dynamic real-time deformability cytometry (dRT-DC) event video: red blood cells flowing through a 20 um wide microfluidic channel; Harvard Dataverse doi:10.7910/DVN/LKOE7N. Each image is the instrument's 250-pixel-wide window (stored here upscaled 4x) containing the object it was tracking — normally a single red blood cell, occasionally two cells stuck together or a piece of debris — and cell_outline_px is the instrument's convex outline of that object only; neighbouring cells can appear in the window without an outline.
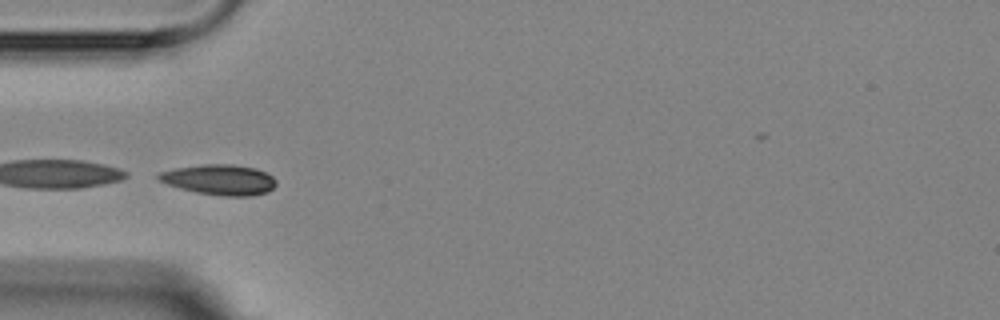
{"species": "Egyptian fruit bat (a non-hibernating species)", "species_latin": "Rousettus aegyptiacus", "temperature_condition": "room temperature", "stored_images_in_passage": 10, "camera_frame_rate_fps": 3000, "um_per_image_px": 0.085, "animal": {"sex": "female"}, "frame": {"image": 1, "passage_image": 1, "time_ms": 0.0, "image_size_px": [1000, 320], "cell_outline_px": [[276, 184], [268, 192], [252, 196], [224, 196], [196, 192], [180, 188], [168, 184], [160, 180], [156, 176], [160, 172], [172, 168], [204, 164], [232, 164], [256, 168], [272, 176], [276, 180]], "centroid_in_image_um": [18.67, 15.27], "position_along_channel_um": 66.3, "area_um2": 20.81}}
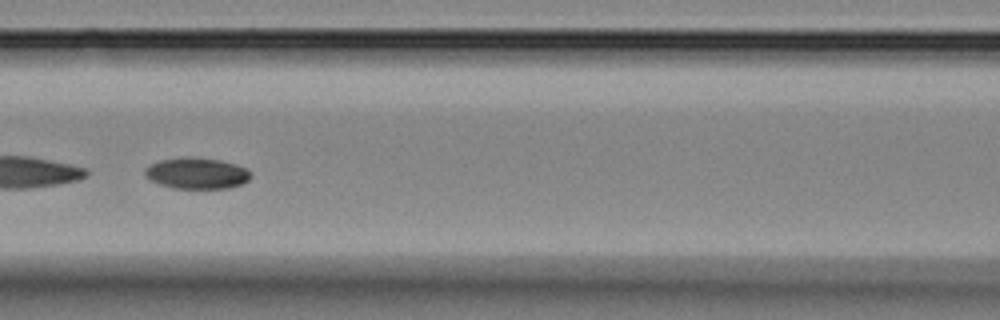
{"frame": {"image": 2, "passage_image": 3, "time_ms": 2.333, "image_size_px": [1000, 320], "cell_outline_px": [[252, 176], [248, 180], [240, 184], [228, 188], [172, 188], [148, 180], [144, 176], [144, 168], [148, 164], [160, 160], [184, 156], [192, 156], [220, 160], [236, 164], [252, 172]], "centroid_in_image_um": [16.67, 14.71], "position_along_channel_um": 149.9, "area_um2": 19.54}}
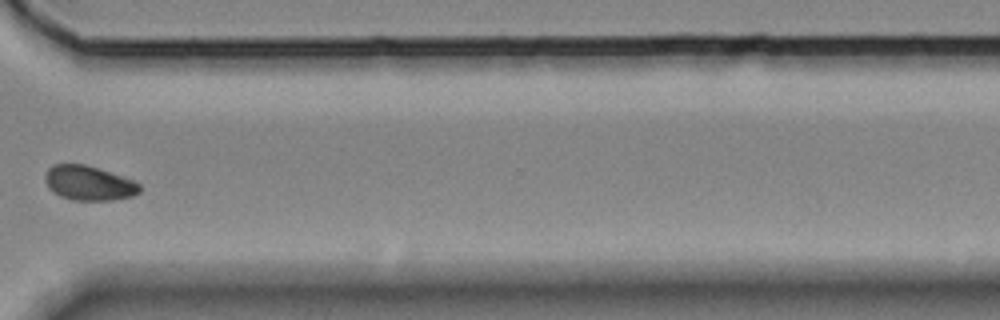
{"frame": {"image": 3, "passage_image": 8, "time_ms": 8.333, "image_size_px": [1000, 320], "cell_outline_px": [[140, 192], [132, 196], [112, 200], [72, 200], [60, 196], [48, 188], [44, 180], [44, 176], [48, 168], [52, 164], [84, 164], [132, 180], [140, 184]], "centroid_in_image_um": [7.5, 15.57], "position_along_channel_um": 363.1, "area_um2": 18.9}}